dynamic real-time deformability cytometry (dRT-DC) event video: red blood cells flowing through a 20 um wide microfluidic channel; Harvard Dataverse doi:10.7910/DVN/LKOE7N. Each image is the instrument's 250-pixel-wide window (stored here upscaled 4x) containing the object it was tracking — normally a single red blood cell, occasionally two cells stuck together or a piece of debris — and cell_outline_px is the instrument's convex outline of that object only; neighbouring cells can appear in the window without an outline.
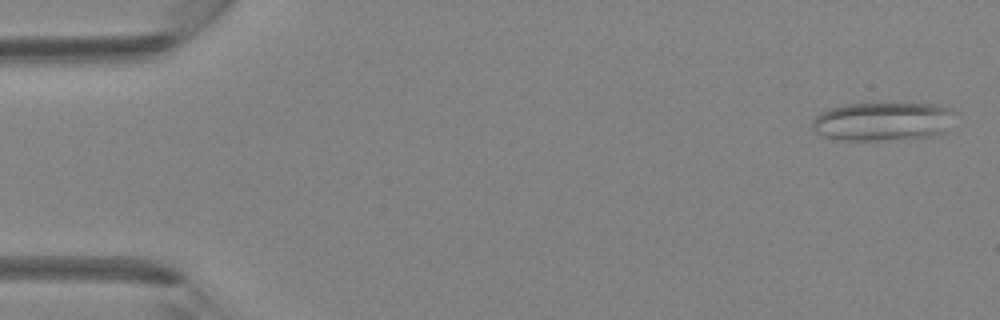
{"species": "Egyptian fruit bat (a non-hibernating species)", "species_latin": "Rousettus aegyptiacus", "temperature_condition": "room temperature", "stored_images_in_passage": 42, "camera_frame_rate_fps": 3000, "um_per_image_px": 0.085, "animal": {"sex": "female"}, "frame": {"image": 1, "passage_image": 2, "time_ms": 0.333, "image_size_px": [1000, 320], "cell_outline_px": [[960, 112], [944, 132], [936, 136], [900, 140], [840, 140], [824, 136], [816, 132], [812, 128], [812, 120], [820, 112], [832, 108], [848, 104], [940, 104], [952, 108]], "centroid_in_image_um": [75.14, 10.33], "position_along_channel_um": 9.9, "area_um2": 32.71}}
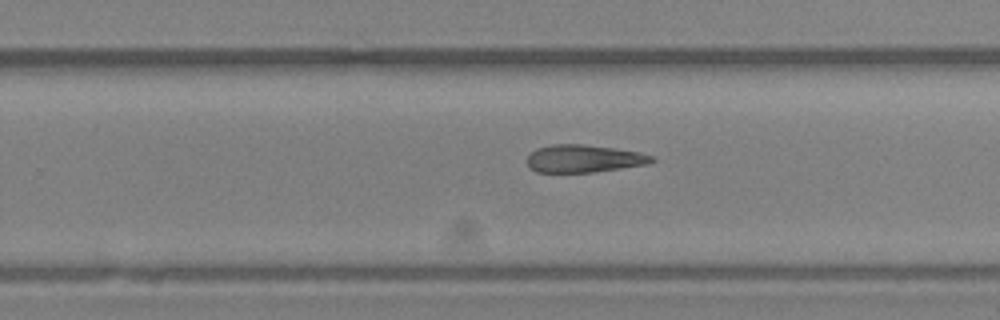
{"frame": {"image": 2, "passage_image": 27, "time_ms": 8.667, "image_size_px": [1000, 320], "cell_outline_px": [[656, 160], [648, 164], [592, 172], [536, 172], [528, 168], [528, 156], [536, 148], [552, 144], [584, 144], [640, 152], [656, 156]], "centroid_in_image_um": [49.64, 13.48], "position_along_channel_um": 280.2, "area_um2": 20.11}}
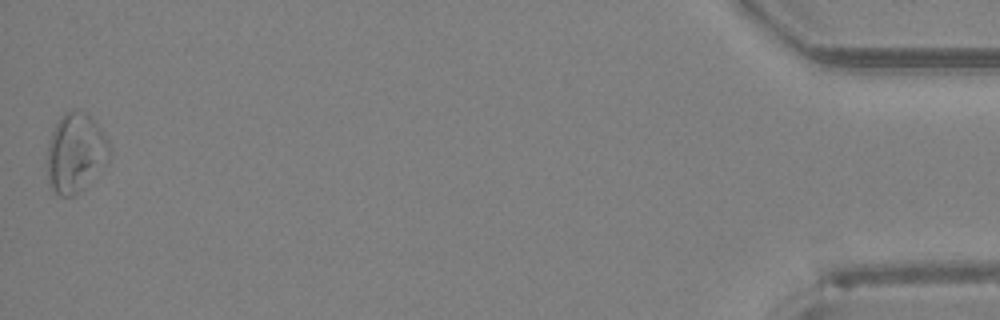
{"frame": {"image": 3, "passage_image": 42, "time_ms": 13.667, "image_size_px": [1000, 320], "cell_outline_px": [[112, 152], [108, 160], [84, 188], [72, 196], [60, 196], [48, 184], [48, 144], [52, 132], [60, 116], [64, 112], [72, 108], [76, 108], [84, 112], [96, 124], [108, 140]], "centroid_in_image_um": [6.42, 12.97], "position_along_channel_um": 428.8, "area_um2": 28.61}}